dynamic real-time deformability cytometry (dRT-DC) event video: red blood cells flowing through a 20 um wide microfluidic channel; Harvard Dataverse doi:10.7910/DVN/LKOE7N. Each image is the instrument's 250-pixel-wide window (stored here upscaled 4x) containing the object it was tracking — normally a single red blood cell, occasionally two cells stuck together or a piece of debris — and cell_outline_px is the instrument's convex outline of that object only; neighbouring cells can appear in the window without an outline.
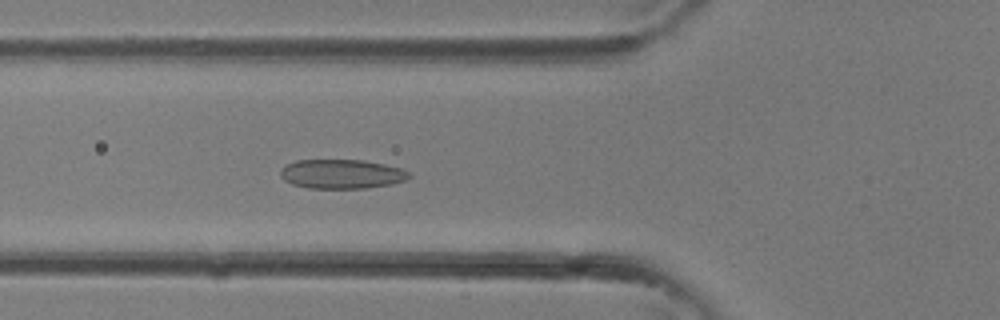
{"species": "common noctule bat (a hibernating species)", "species_latin": "Nyctalus noctula", "temperature_condition": "room temperature", "stored_images_in_passage": 35, "camera_frame_rate_fps": 3000, "um_per_image_px": 0.085, "animal": {"sex": "female"}, "frame": {"image": 1, "passage_image": 13, "time_ms": 4.0, "image_size_px": [1000, 320], "cell_outline_px": [[412, 176], [408, 180], [392, 184], [364, 188], [308, 188], [292, 184], [284, 180], [280, 176], [280, 168], [296, 160], [364, 160], [384, 164], [400, 168], [412, 172]], "centroid_in_image_um": [29.07, 14.79], "position_along_channel_um": 96.7, "area_um2": 22.14}}
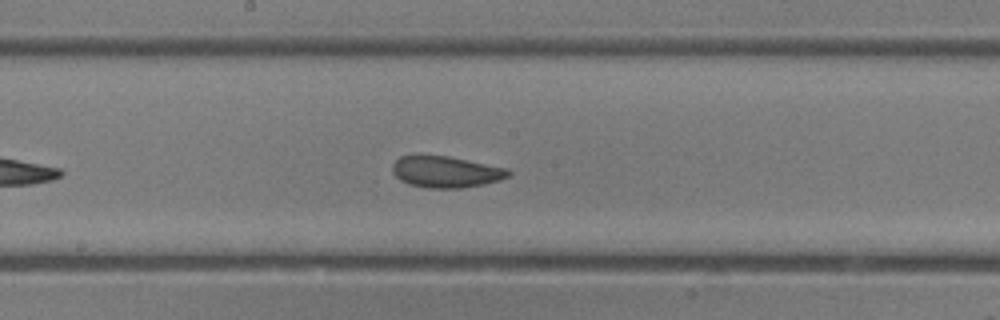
{"frame": {"image": 2, "passage_image": 19, "time_ms": 6.0, "image_size_px": [1000, 320], "cell_outline_px": [[512, 172], [508, 176], [500, 180], [484, 184], [460, 188], [428, 188], [408, 184], [400, 180], [392, 172], [392, 164], [400, 156], [448, 156], [508, 168]], "centroid_in_image_um": [37.91, 14.61], "position_along_channel_um": 210.3, "area_um2": 21.15}}
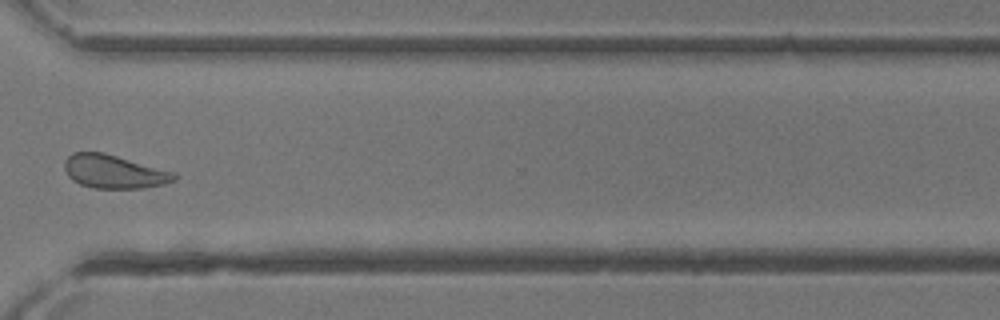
{"frame": {"image": 3, "passage_image": 27, "time_ms": 8.667, "image_size_px": [1000, 320], "cell_outline_px": [[176, 180], [164, 184], [144, 188], [96, 188], [80, 184], [72, 180], [68, 176], [64, 168], [64, 160], [72, 152], [104, 152], [176, 172]], "centroid_in_image_um": [9.69, 14.58], "position_along_channel_um": 360.9, "area_um2": 21.56}}